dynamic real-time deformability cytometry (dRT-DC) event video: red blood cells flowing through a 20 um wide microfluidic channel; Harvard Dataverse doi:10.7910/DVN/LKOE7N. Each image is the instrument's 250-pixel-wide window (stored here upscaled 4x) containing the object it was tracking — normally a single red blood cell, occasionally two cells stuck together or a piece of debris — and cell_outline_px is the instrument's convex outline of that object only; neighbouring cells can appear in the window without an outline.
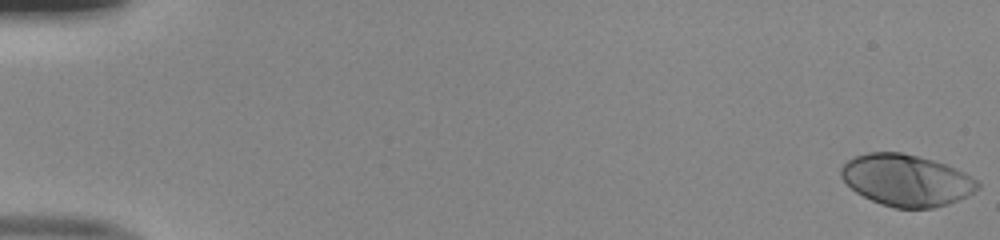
{"species": "human", "species_latin": "Homo sapiens", "temperature_condition": "room temperature", "stored_images_in_passage": 52, "camera_frame_rate_fps": 3000, "um_per_image_px": 0.085, "donor": {"sex": "male"}, "frame": {"image": 1, "passage_image": 1, "time_ms": 0.0, "image_size_px": [1000, 240], "cell_outline_px": [[980, 188], [968, 196], [948, 204], [932, 208], [896, 208], [880, 204], [856, 192], [840, 176], [840, 168], [848, 160], [856, 156], [868, 152], [900, 152], [932, 160], [956, 168], [964, 172], [976, 180], [980, 184]], "centroid_in_image_um": [77.05, 15.32], "position_along_channel_um": 7.9, "area_um2": 40.92}}
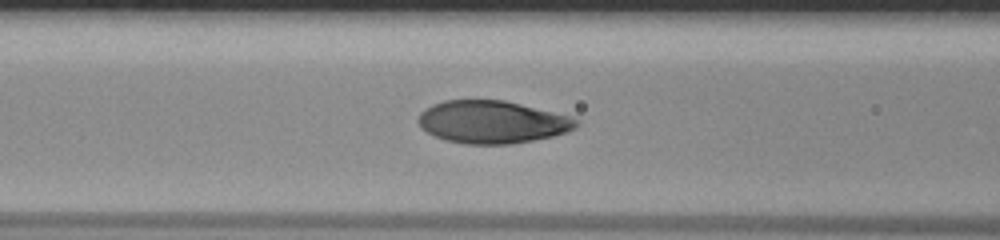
{"frame": {"image": 2, "passage_image": 23, "time_ms": 7.333, "image_size_px": [1000, 240], "cell_outline_px": [[580, 124], [576, 128], [568, 132], [552, 136], [512, 144], [464, 144], [444, 140], [420, 128], [416, 120], [420, 112], [424, 108], [432, 104], [444, 100], [504, 100], [568, 116], [580, 120]], "centroid_in_image_um": [41.8, 10.37], "position_along_channel_um": 124.8, "area_um2": 39.36}}
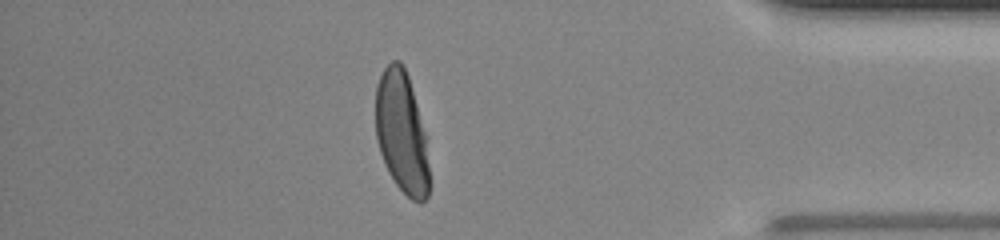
{"frame": {"image": 3, "passage_image": 46, "time_ms": 15.0, "image_size_px": [1000, 240], "cell_outline_px": [[428, 196], [420, 204], [412, 200], [396, 184], [388, 172], [380, 152], [376, 140], [376, 84], [384, 68], [392, 60], [400, 60], [408, 76], [424, 132], [428, 164]], "centroid_in_image_um": [34.11, 11.26], "position_along_channel_um": 401.1, "area_um2": 37.51}, "authors_computed_cell_mechanics": {"area_um2": 40.1999, "velocity_mm_per_s": 3.9986, "shape_relaxation_time_tau1_ms": 3.6671, "shape_relaxation_time_tau2_ms": null, "deformation_change_tau1": 0.2083, "deformation_change_tau2": null}}